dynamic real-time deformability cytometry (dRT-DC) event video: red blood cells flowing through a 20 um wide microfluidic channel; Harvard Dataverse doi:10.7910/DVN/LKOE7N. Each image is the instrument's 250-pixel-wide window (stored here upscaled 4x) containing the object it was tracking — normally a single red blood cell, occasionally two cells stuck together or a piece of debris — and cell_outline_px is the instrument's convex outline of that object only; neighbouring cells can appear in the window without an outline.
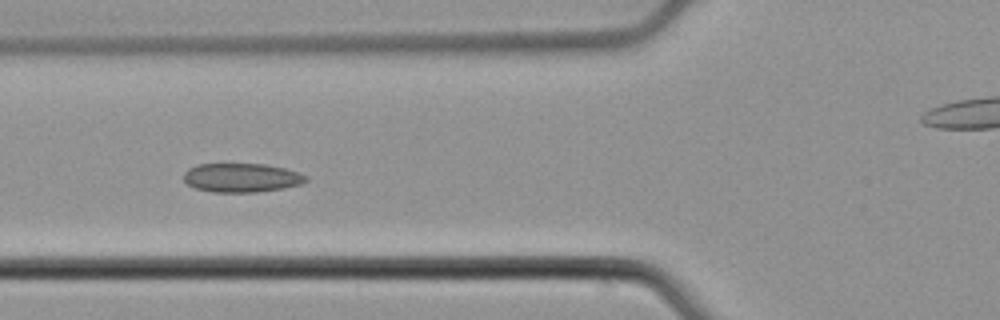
{"species": "common noctule bat (a hibernating species)", "species_latin": "Nyctalus noctula", "temperature_condition": "cold", "stored_images_in_passage": 8, "segment_of_instrument_passage": [1, 2], "camera_frame_rate_fps": 3000, "um_per_image_px": 0.085, "animal": {"sex": "male", "body_mass_g": 21.5, "forearm_length_mm": 52.0}, "frame": {"image": 1, "passage_image": 7, "time_ms": 2.0, "image_size_px": [1000, 320], "cell_outline_px": [[308, 180], [300, 184], [284, 188], [256, 192], [212, 192], [196, 188], [188, 184], [184, 180], [184, 172], [188, 168], [196, 164], [264, 164], [284, 168], [300, 172], [308, 176]], "centroid_in_image_um": [20.54, 15.1], "position_along_channel_um": 105.3, "area_um2": 20.69}}